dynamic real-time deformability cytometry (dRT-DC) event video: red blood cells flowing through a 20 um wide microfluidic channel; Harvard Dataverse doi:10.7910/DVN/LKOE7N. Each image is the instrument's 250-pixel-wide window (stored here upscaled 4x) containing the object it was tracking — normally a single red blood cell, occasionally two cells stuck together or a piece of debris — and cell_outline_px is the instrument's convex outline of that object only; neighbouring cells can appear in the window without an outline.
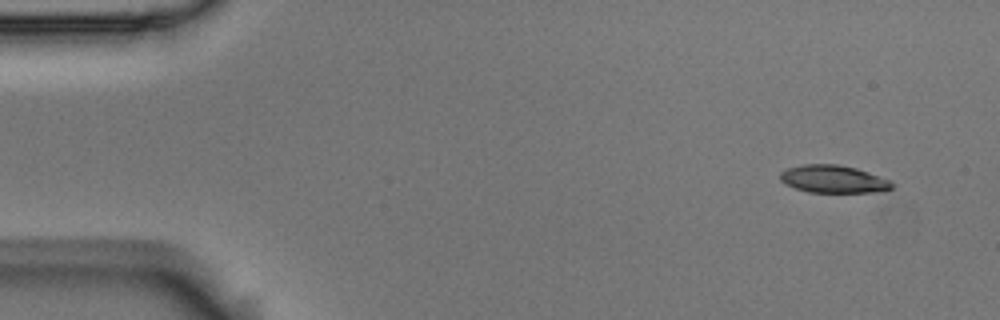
{"species": "Egyptian fruit bat (a non-hibernating species)", "species_latin": "Rousettus aegyptiacus", "temperature_condition": "room temperature", "stored_images_in_passage": 5, "camera_frame_rate_fps": 3000, "um_per_image_px": 0.085, "animal": {"sex": "male"}, "frame": {"image": 1, "passage_image": 1, "time_ms": 0.0, "image_size_px": [1000, 320], "cell_outline_px": [[896, 184], [892, 188], [884, 192], [808, 192], [796, 188], [780, 180], [780, 172], [788, 168], [804, 164], [840, 164], [856, 168], [892, 180]], "centroid_in_image_um": [70.91, 15.22], "position_along_channel_um": 14.1, "area_um2": 18.15}}
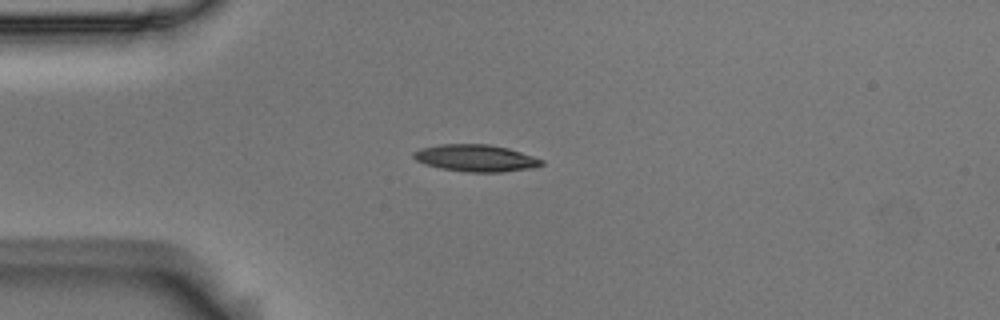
{"frame": {"image": 2, "passage_image": 4, "time_ms": 1.0, "image_size_px": [1000, 320], "cell_outline_px": [[544, 164], [536, 168], [504, 172], [468, 172], [440, 168], [424, 164], [416, 160], [412, 156], [412, 152], [420, 148], [440, 144], [488, 144], [508, 148], [544, 160]], "centroid_in_image_um": [40.44, 13.44], "position_along_channel_um": 44.6, "area_um2": 20.29}}